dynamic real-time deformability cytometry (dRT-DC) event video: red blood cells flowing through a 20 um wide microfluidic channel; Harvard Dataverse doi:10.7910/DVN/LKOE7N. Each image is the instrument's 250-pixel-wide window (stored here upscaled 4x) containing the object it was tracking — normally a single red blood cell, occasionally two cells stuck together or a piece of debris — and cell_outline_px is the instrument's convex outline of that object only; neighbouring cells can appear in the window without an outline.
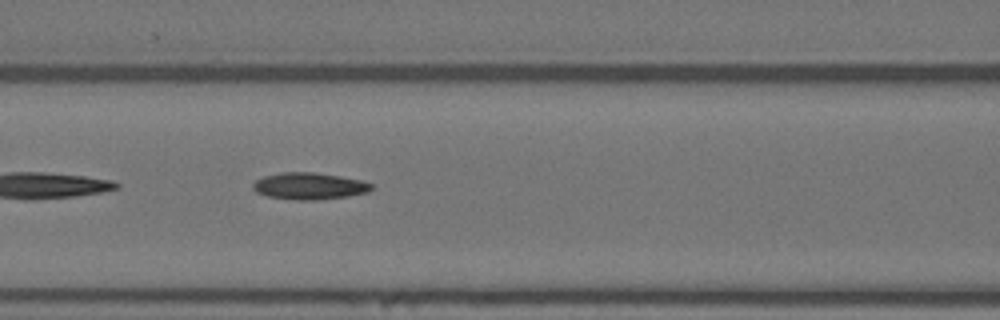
{"species": "Egyptian fruit bat (a non-hibernating species)", "species_latin": "Rousettus aegyptiacus", "temperature_condition": "warm", "stored_images_in_passage": 8, "camera_frame_rate_fps": 3000, "um_per_image_px": 0.085, "animal": {"sex": "female"}, "frame": {"image": 1, "passage_image": 8, "time_ms": 9.333, "image_size_px": [1000, 320], "cell_outline_px": [[372, 188], [368, 192], [348, 196], [316, 200], [296, 200], [268, 196], [256, 192], [252, 188], [252, 184], [256, 180], [264, 176], [280, 172], [316, 172], [340, 176], [360, 180], [372, 184]], "centroid_in_image_um": [26.27, 15.81], "position_along_channel_um": 140.3, "area_um2": 18.5}}